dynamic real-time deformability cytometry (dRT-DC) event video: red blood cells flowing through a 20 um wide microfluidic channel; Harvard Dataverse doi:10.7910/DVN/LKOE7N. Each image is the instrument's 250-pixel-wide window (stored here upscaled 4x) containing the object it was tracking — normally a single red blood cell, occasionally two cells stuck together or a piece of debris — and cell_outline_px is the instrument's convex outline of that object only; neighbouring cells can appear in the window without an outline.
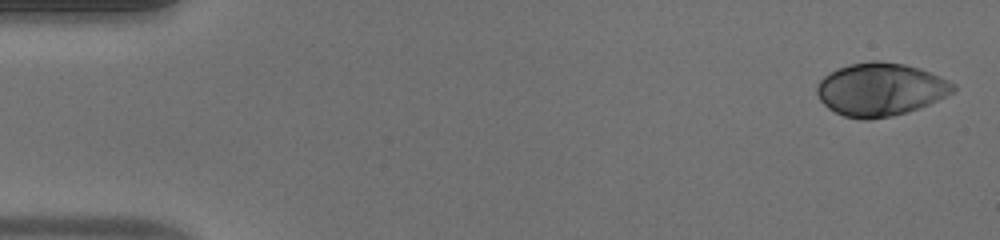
{"species": "human", "species_latin": "Homo sapiens", "temperature_condition": "warm", "stored_images_in_passage": 48, "camera_frame_rate_fps": 3000, "um_per_image_px": 0.085, "donor": {"sex": "male"}, "frame": {"image": 1, "passage_image": 1, "time_ms": 0.0, "image_size_px": [1000, 240], "cell_outline_px": [[956, 88], [952, 92], [928, 104], [892, 116], [868, 120], [864, 120], [844, 116], [828, 108], [820, 100], [816, 92], [816, 84], [824, 76], [836, 68], [848, 64], [872, 60], [880, 60], [904, 64], [920, 68], [940, 76], [956, 84]], "centroid_in_image_um": [74.8, 7.58], "position_along_channel_um": 10.2, "area_um2": 42.08}}
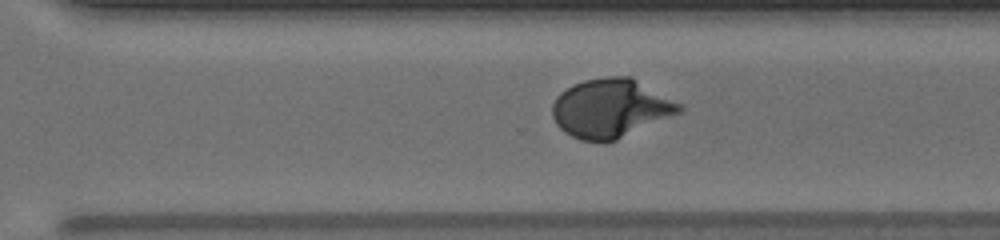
{"frame": {"image": 2, "passage_image": 33, "time_ms": 10.667, "image_size_px": [1000, 240], "cell_outline_px": [[684, 108], [680, 112], [616, 140], [604, 144], [580, 140], [564, 132], [556, 124], [552, 116], [552, 104], [556, 96], [560, 92], [584, 80], [608, 76], [632, 76], [680, 104]], "centroid_in_image_um": [51.87, 9.22], "position_along_channel_um": 318.7, "area_um2": 43.47}}
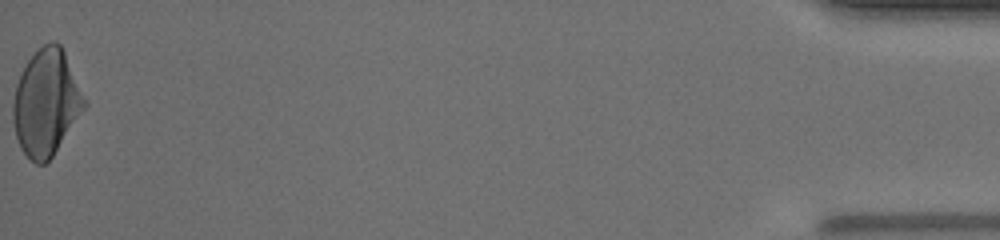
{"frame": {"image": 3, "passage_image": 48, "time_ms": 15.667, "image_size_px": [1000, 240], "cell_outline_px": [[88, 104], [52, 156], [44, 164], [36, 164], [20, 148], [16, 136], [12, 120], [12, 104], [16, 84], [28, 60], [44, 44], [52, 40], [56, 40], [60, 44], [64, 52]], "centroid_in_image_um": [3.92, 8.73], "position_along_channel_um": 431.3, "area_um2": 43.7}, "authors_computed_cell_mechanics": {"area_um2": 41.5582, "velocity_mm_per_s": 4.2107, "shape_relaxation_time_tau1_ms": 4.5855, "shape_relaxation_time_tau2_ms": null, "deformation_change_tau1": 0.223, "deformation_change_tau2": null}}